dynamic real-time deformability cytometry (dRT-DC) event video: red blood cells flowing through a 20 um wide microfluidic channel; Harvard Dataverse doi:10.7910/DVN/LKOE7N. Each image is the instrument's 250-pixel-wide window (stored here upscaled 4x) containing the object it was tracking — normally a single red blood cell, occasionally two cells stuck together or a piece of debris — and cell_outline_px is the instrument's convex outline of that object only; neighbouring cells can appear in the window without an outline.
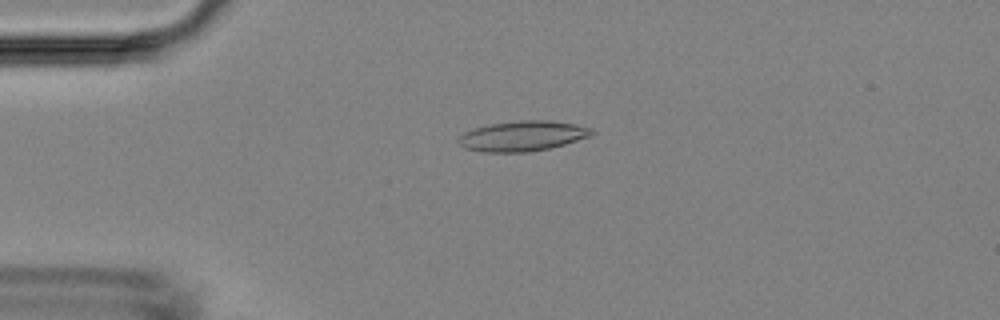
{"species": "Egyptian fruit bat (a non-hibernating species)", "species_latin": "Rousettus aegyptiacus", "temperature_condition": "room temperature", "stored_images_in_passage": 49, "camera_frame_rate_fps": 3000, "um_per_image_px": 0.085, "animal": {"sex": "female"}, "frame": {"image": 1, "passage_image": 12, "time_ms": 3.667, "image_size_px": [1000, 320], "cell_outline_px": [[596, 132], [592, 136], [564, 144], [548, 148], [528, 152], [480, 152], [464, 148], [456, 140], [464, 132], [476, 128], [492, 124], [520, 120], [548, 120], [576, 124], [592, 128]], "centroid_in_image_um": [44.44, 11.56], "position_along_channel_um": 40.6, "area_um2": 23.47}}
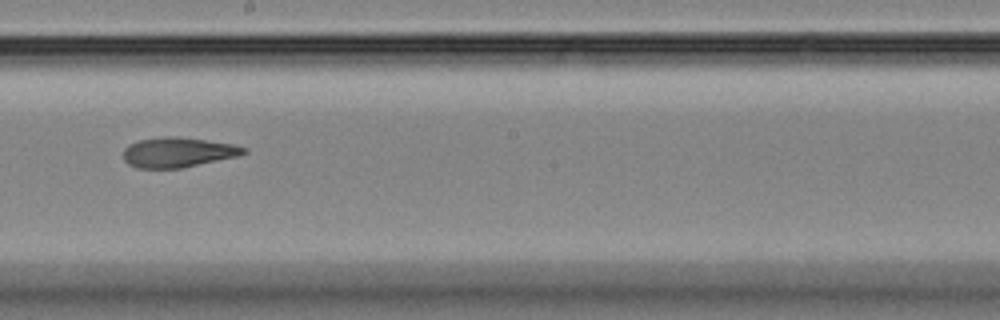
{"frame": {"image": 2, "passage_image": 28, "time_ms": 9.0, "image_size_px": [1000, 320], "cell_outline_px": [[248, 152], [240, 156], [180, 168], [136, 168], [128, 164], [124, 160], [124, 148], [128, 144], [140, 140], [160, 136], [176, 136], [232, 144], [248, 148]], "centroid_in_image_um": [15.13, 12.94], "position_along_channel_um": 233.1, "area_um2": 21.1}}
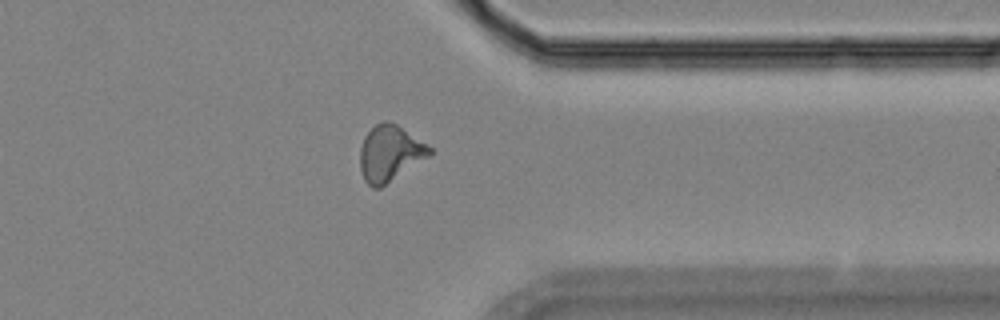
{"frame": {"image": 3, "passage_image": 39, "time_ms": 12.667, "image_size_px": [1000, 320], "cell_outline_px": [[432, 152], [428, 156], [380, 188], [372, 188], [364, 180], [360, 168], [360, 148], [364, 136], [376, 124], [384, 120], [392, 120], [432, 148]], "centroid_in_image_um": [33.11, 13.01], "position_along_channel_um": 378.3, "area_um2": 22.54}}